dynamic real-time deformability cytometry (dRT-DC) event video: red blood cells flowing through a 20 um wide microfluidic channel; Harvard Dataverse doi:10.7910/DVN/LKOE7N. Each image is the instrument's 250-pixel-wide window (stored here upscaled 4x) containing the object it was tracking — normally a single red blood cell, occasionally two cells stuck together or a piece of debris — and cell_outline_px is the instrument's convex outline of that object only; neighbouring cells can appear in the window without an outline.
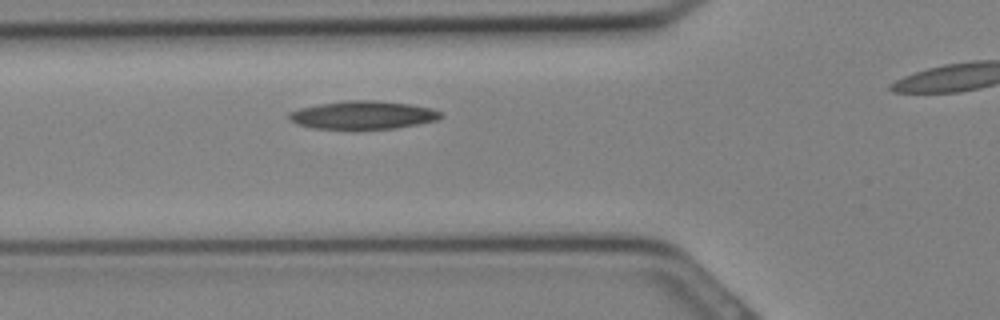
{"species": "Egyptian fruit bat (a non-hibernating species)", "species_latin": "Rousettus aegyptiacus", "temperature_condition": "cold", "stored_images_in_passage": 10, "camera_frame_rate_fps": 3000, "um_per_image_px": 0.085, "animal": {"sex": "female"}, "frame": {"image": 1, "passage_image": 5, "time_ms": 1.333, "image_size_px": [1000, 320], "cell_outline_px": [[444, 116], [436, 120], [396, 128], [312, 128], [296, 124], [288, 116], [288, 112], [300, 108], [320, 104], [348, 100], [376, 100], [408, 104], [432, 108], [440, 112]], "centroid_in_image_um": [30.85, 9.77], "position_along_channel_um": 95.0, "area_um2": 24.51}}
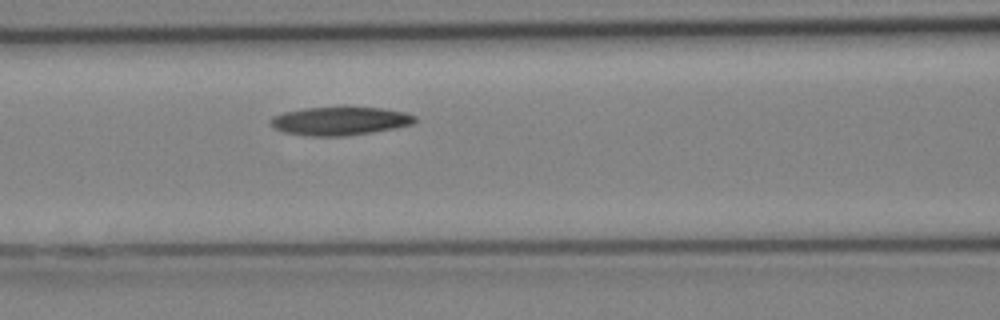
{"frame": {"image": 2, "passage_image": 7, "time_ms": 2.0, "image_size_px": [1000, 320], "cell_outline_px": [[416, 120], [412, 124], [372, 132], [344, 136], [308, 136], [284, 132], [276, 128], [268, 120], [272, 116], [284, 112], [304, 108], [384, 108], [404, 112], [416, 116]], "centroid_in_image_um": [28.87, 10.29], "position_along_channel_um": 137.7, "area_um2": 23.52}}
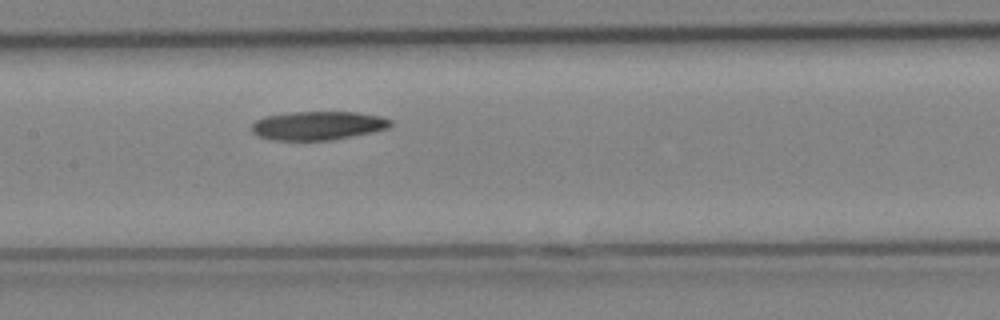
{"frame": {"image": 3, "passage_image": 9, "time_ms": 2.667, "image_size_px": [1000, 320], "cell_outline_px": [[392, 124], [388, 128], [372, 132], [332, 140], [272, 140], [260, 136], [252, 132], [252, 124], [256, 120], [264, 116], [288, 112], [356, 112], [380, 116], [392, 120]], "centroid_in_image_um": [27.02, 10.67], "position_along_channel_um": 180.4, "area_um2": 23.24}}